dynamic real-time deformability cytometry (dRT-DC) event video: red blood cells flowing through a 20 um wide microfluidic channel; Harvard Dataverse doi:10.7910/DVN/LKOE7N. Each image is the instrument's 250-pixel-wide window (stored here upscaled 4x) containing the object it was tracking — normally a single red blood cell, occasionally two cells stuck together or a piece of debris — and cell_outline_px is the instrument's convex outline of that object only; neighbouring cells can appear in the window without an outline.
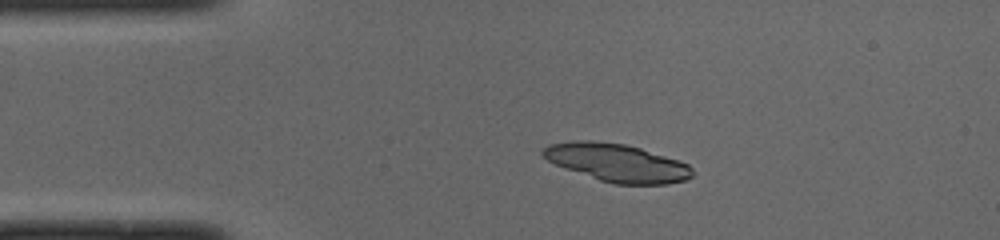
{"species": "common noctule bat (a hibernating species)", "species_latin": "Nyctalus noctula", "temperature_condition": "cold", "stored_images_in_passage": 49, "camera_frame_rate_fps": 3000, "um_per_image_px": 0.085, "animal": {"sex": "male", "body_mass_g": 19.0, "forearm_length_mm": 50.8}, "frame": {"image": 1, "passage_image": 9, "time_ms": 2.667, "image_size_px": [1000, 240], "cell_outline_px": [[692, 176], [684, 180], [668, 184], [612, 184], [564, 168], [548, 160], [540, 152], [548, 144], [572, 140], [592, 140], [624, 144], [640, 148], [680, 160], [688, 164], [692, 168]], "centroid_in_image_um": [52.44, 13.82], "position_along_channel_um": 32.6, "area_um2": 33.0}}